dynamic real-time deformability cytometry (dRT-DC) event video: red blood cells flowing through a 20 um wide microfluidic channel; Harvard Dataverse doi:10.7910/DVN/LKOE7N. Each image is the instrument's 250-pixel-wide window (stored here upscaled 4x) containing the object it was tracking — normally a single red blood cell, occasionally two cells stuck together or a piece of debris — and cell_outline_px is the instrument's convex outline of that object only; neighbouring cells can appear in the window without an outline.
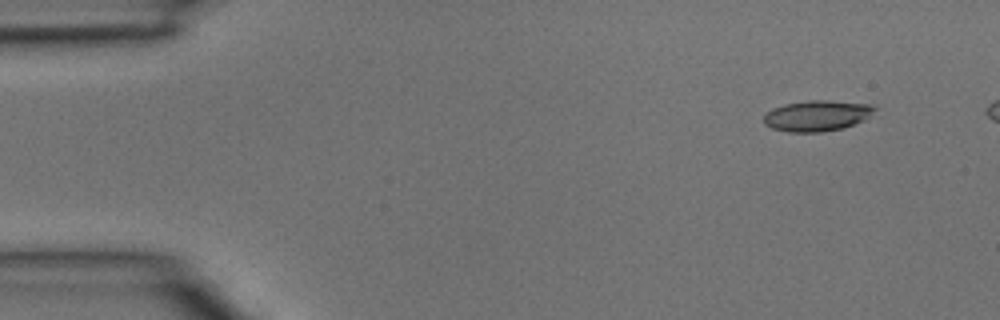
{"species": "common noctule bat (a hibernating species)", "species_latin": "Nyctalus noctula", "temperature_condition": "room temperature", "stored_images_in_passage": 3, "segment_of_instrument_passage": [2, 2], "camera_frame_rate_fps": 3000, "um_per_image_px": 0.085, "animal": {"sex": "male", "body_mass_g": 15.6}, "frame": {"image": 1, "passage_image": 3, "time_ms": 0.667, "image_size_px": [1000, 320], "cell_outline_px": [[876, 108], [864, 120], [840, 128], [820, 132], [788, 132], [772, 128], [764, 124], [764, 116], [772, 108], [784, 104], [808, 100], [828, 100], [872, 104]], "centroid_in_image_um": [69.41, 9.82], "position_along_channel_um": 15.6, "area_um2": 19.71}}